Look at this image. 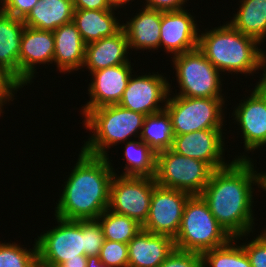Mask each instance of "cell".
Listing matches in <instances>:
<instances>
[{"mask_svg":"<svg viewBox=\"0 0 266 267\" xmlns=\"http://www.w3.org/2000/svg\"><path fill=\"white\" fill-rule=\"evenodd\" d=\"M159 267H202V255L175 248Z\"/></svg>","mask_w":266,"mask_h":267,"instance_id":"836d02e7","label":"cell"},{"mask_svg":"<svg viewBox=\"0 0 266 267\" xmlns=\"http://www.w3.org/2000/svg\"><path fill=\"white\" fill-rule=\"evenodd\" d=\"M60 266L61 267H86L87 257L85 255H79V258L67 259Z\"/></svg>","mask_w":266,"mask_h":267,"instance_id":"f35d334b","label":"cell"},{"mask_svg":"<svg viewBox=\"0 0 266 267\" xmlns=\"http://www.w3.org/2000/svg\"><path fill=\"white\" fill-rule=\"evenodd\" d=\"M192 195L156 185L152 192L148 218L142 229L175 238L180 229L184 207Z\"/></svg>","mask_w":266,"mask_h":267,"instance_id":"4fadbf2b","label":"cell"},{"mask_svg":"<svg viewBox=\"0 0 266 267\" xmlns=\"http://www.w3.org/2000/svg\"><path fill=\"white\" fill-rule=\"evenodd\" d=\"M175 248L174 238L141 229L128 243V267H159Z\"/></svg>","mask_w":266,"mask_h":267,"instance_id":"ac0fdd59","label":"cell"},{"mask_svg":"<svg viewBox=\"0 0 266 267\" xmlns=\"http://www.w3.org/2000/svg\"><path fill=\"white\" fill-rule=\"evenodd\" d=\"M173 138L171 119L165 109L145 116L140 139L155 153L170 149Z\"/></svg>","mask_w":266,"mask_h":267,"instance_id":"4316f807","label":"cell"},{"mask_svg":"<svg viewBox=\"0 0 266 267\" xmlns=\"http://www.w3.org/2000/svg\"><path fill=\"white\" fill-rule=\"evenodd\" d=\"M203 31H199L197 48L222 74L254 76L260 69L265 71L266 52L256 39L244 35L229 22Z\"/></svg>","mask_w":266,"mask_h":267,"instance_id":"3957f363","label":"cell"},{"mask_svg":"<svg viewBox=\"0 0 266 267\" xmlns=\"http://www.w3.org/2000/svg\"><path fill=\"white\" fill-rule=\"evenodd\" d=\"M39 0H3L0 10L14 16L24 19Z\"/></svg>","mask_w":266,"mask_h":267,"instance_id":"e575fe53","label":"cell"},{"mask_svg":"<svg viewBox=\"0 0 266 267\" xmlns=\"http://www.w3.org/2000/svg\"><path fill=\"white\" fill-rule=\"evenodd\" d=\"M54 58L53 64L60 73L71 74L83 69L86 43L73 21L53 31ZM71 72V73H70Z\"/></svg>","mask_w":266,"mask_h":267,"instance_id":"d6986e66","label":"cell"},{"mask_svg":"<svg viewBox=\"0 0 266 267\" xmlns=\"http://www.w3.org/2000/svg\"><path fill=\"white\" fill-rule=\"evenodd\" d=\"M129 63L116 65L94 71L91 83L88 84V100L81 110H92L105 105L118 104L126 89L129 79L134 73Z\"/></svg>","mask_w":266,"mask_h":267,"instance_id":"e0dca14e","label":"cell"},{"mask_svg":"<svg viewBox=\"0 0 266 267\" xmlns=\"http://www.w3.org/2000/svg\"><path fill=\"white\" fill-rule=\"evenodd\" d=\"M105 240L128 244L142 229V225L126 215L117 214L109 209L98 218Z\"/></svg>","mask_w":266,"mask_h":267,"instance_id":"83f0119b","label":"cell"},{"mask_svg":"<svg viewBox=\"0 0 266 267\" xmlns=\"http://www.w3.org/2000/svg\"><path fill=\"white\" fill-rule=\"evenodd\" d=\"M11 242H0V267H32L37 258L36 240L33 248L28 249L18 242Z\"/></svg>","mask_w":266,"mask_h":267,"instance_id":"f546056e","label":"cell"},{"mask_svg":"<svg viewBox=\"0 0 266 267\" xmlns=\"http://www.w3.org/2000/svg\"><path fill=\"white\" fill-rule=\"evenodd\" d=\"M259 81L256 82V85L260 84L266 90V69L265 71L260 74Z\"/></svg>","mask_w":266,"mask_h":267,"instance_id":"ee69618b","label":"cell"},{"mask_svg":"<svg viewBox=\"0 0 266 267\" xmlns=\"http://www.w3.org/2000/svg\"><path fill=\"white\" fill-rule=\"evenodd\" d=\"M238 242L240 241L232 238L223 246L204 251L201 254L202 267H252L247 254Z\"/></svg>","mask_w":266,"mask_h":267,"instance_id":"f1b7e54d","label":"cell"},{"mask_svg":"<svg viewBox=\"0 0 266 267\" xmlns=\"http://www.w3.org/2000/svg\"><path fill=\"white\" fill-rule=\"evenodd\" d=\"M179 91L169 93L184 97L225 98L222 73L198 49L171 57ZM172 87V88H171Z\"/></svg>","mask_w":266,"mask_h":267,"instance_id":"8992f818","label":"cell"},{"mask_svg":"<svg viewBox=\"0 0 266 267\" xmlns=\"http://www.w3.org/2000/svg\"><path fill=\"white\" fill-rule=\"evenodd\" d=\"M74 10L72 0H39L23 22L28 27L53 32L73 21Z\"/></svg>","mask_w":266,"mask_h":267,"instance_id":"cb8c5ba5","label":"cell"},{"mask_svg":"<svg viewBox=\"0 0 266 267\" xmlns=\"http://www.w3.org/2000/svg\"><path fill=\"white\" fill-rule=\"evenodd\" d=\"M139 12V13H138ZM161 11L146 7L139 9L136 15L122 23L130 49L158 50L160 48Z\"/></svg>","mask_w":266,"mask_h":267,"instance_id":"7402d4cb","label":"cell"},{"mask_svg":"<svg viewBox=\"0 0 266 267\" xmlns=\"http://www.w3.org/2000/svg\"><path fill=\"white\" fill-rule=\"evenodd\" d=\"M23 19L0 10V71L19 89V52Z\"/></svg>","mask_w":266,"mask_h":267,"instance_id":"ffe728a7","label":"cell"},{"mask_svg":"<svg viewBox=\"0 0 266 267\" xmlns=\"http://www.w3.org/2000/svg\"><path fill=\"white\" fill-rule=\"evenodd\" d=\"M79 152L77 163L64 179L53 214L67 220L97 219L109 207L115 167L109 157Z\"/></svg>","mask_w":266,"mask_h":267,"instance_id":"7a4b0ae2","label":"cell"},{"mask_svg":"<svg viewBox=\"0 0 266 267\" xmlns=\"http://www.w3.org/2000/svg\"><path fill=\"white\" fill-rule=\"evenodd\" d=\"M241 243L252 267H266V228L253 240Z\"/></svg>","mask_w":266,"mask_h":267,"instance_id":"d6a6232c","label":"cell"},{"mask_svg":"<svg viewBox=\"0 0 266 267\" xmlns=\"http://www.w3.org/2000/svg\"><path fill=\"white\" fill-rule=\"evenodd\" d=\"M156 185L154 177L121 176L114 173L110 183L108 209L143 225L148 218L152 192Z\"/></svg>","mask_w":266,"mask_h":267,"instance_id":"9c48e42d","label":"cell"},{"mask_svg":"<svg viewBox=\"0 0 266 267\" xmlns=\"http://www.w3.org/2000/svg\"><path fill=\"white\" fill-rule=\"evenodd\" d=\"M250 95L234 107L232 116L235 125L239 126L240 137L244 140V152L234 159H252L250 152L266 147V90L260 85H255ZM248 153V154H246ZM245 154V155H244Z\"/></svg>","mask_w":266,"mask_h":267,"instance_id":"8fae6325","label":"cell"},{"mask_svg":"<svg viewBox=\"0 0 266 267\" xmlns=\"http://www.w3.org/2000/svg\"><path fill=\"white\" fill-rule=\"evenodd\" d=\"M109 5L112 8H116V9H120V8H126L125 5H130L132 4L131 2L135 1V0H106Z\"/></svg>","mask_w":266,"mask_h":267,"instance_id":"60d3db41","label":"cell"},{"mask_svg":"<svg viewBox=\"0 0 266 267\" xmlns=\"http://www.w3.org/2000/svg\"><path fill=\"white\" fill-rule=\"evenodd\" d=\"M261 176V190L265 191L266 193V171H260Z\"/></svg>","mask_w":266,"mask_h":267,"instance_id":"f6af8a7d","label":"cell"},{"mask_svg":"<svg viewBox=\"0 0 266 267\" xmlns=\"http://www.w3.org/2000/svg\"><path fill=\"white\" fill-rule=\"evenodd\" d=\"M99 257L108 266L128 267V244L105 240Z\"/></svg>","mask_w":266,"mask_h":267,"instance_id":"4dcf8cb0","label":"cell"},{"mask_svg":"<svg viewBox=\"0 0 266 267\" xmlns=\"http://www.w3.org/2000/svg\"><path fill=\"white\" fill-rule=\"evenodd\" d=\"M188 11H161L160 48L166 54L176 56L198 47L200 29L195 16Z\"/></svg>","mask_w":266,"mask_h":267,"instance_id":"2e32d148","label":"cell"},{"mask_svg":"<svg viewBox=\"0 0 266 267\" xmlns=\"http://www.w3.org/2000/svg\"><path fill=\"white\" fill-rule=\"evenodd\" d=\"M0 88H17V87L0 71Z\"/></svg>","mask_w":266,"mask_h":267,"instance_id":"b9f144b4","label":"cell"},{"mask_svg":"<svg viewBox=\"0 0 266 267\" xmlns=\"http://www.w3.org/2000/svg\"><path fill=\"white\" fill-rule=\"evenodd\" d=\"M32 267H61V266L60 265H54V264L48 263V262L40 259L37 256V258L35 259Z\"/></svg>","mask_w":266,"mask_h":267,"instance_id":"7bdbcfd3","label":"cell"},{"mask_svg":"<svg viewBox=\"0 0 266 267\" xmlns=\"http://www.w3.org/2000/svg\"><path fill=\"white\" fill-rule=\"evenodd\" d=\"M232 237L215 219L200 195H192L184 207L175 247L202 254L228 243Z\"/></svg>","mask_w":266,"mask_h":267,"instance_id":"5b68a950","label":"cell"},{"mask_svg":"<svg viewBox=\"0 0 266 267\" xmlns=\"http://www.w3.org/2000/svg\"><path fill=\"white\" fill-rule=\"evenodd\" d=\"M213 169L205 162L185 157L171 148L156 153L155 181L158 186L200 195Z\"/></svg>","mask_w":266,"mask_h":267,"instance_id":"ba28073f","label":"cell"},{"mask_svg":"<svg viewBox=\"0 0 266 267\" xmlns=\"http://www.w3.org/2000/svg\"><path fill=\"white\" fill-rule=\"evenodd\" d=\"M75 10H110L112 7L106 0H72Z\"/></svg>","mask_w":266,"mask_h":267,"instance_id":"8d00e7d4","label":"cell"},{"mask_svg":"<svg viewBox=\"0 0 266 267\" xmlns=\"http://www.w3.org/2000/svg\"><path fill=\"white\" fill-rule=\"evenodd\" d=\"M83 127L92 132L81 150L94 156L109 157V149L117 144L140 138L145 115L121 107L105 105L92 110H81Z\"/></svg>","mask_w":266,"mask_h":267,"instance_id":"277c9868","label":"cell"},{"mask_svg":"<svg viewBox=\"0 0 266 267\" xmlns=\"http://www.w3.org/2000/svg\"><path fill=\"white\" fill-rule=\"evenodd\" d=\"M226 99L184 97L169 93L165 110L171 119L173 135L205 129H224Z\"/></svg>","mask_w":266,"mask_h":267,"instance_id":"52a82bcc","label":"cell"},{"mask_svg":"<svg viewBox=\"0 0 266 267\" xmlns=\"http://www.w3.org/2000/svg\"><path fill=\"white\" fill-rule=\"evenodd\" d=\"M16 91V92H15ZM19 91L18 88H0V117H3L4 107L7 103L15 100V94ZM11 101V102H10Z\"/></svg>","mask_w":266,"mask_h":267,"instance_id":"74e56055","label":"cell"},{"mask_svg":"<svg viewBox=\"0 0 266 267\" xmlns=\"http://www.w3.org/2000/svg\"><path fill=\"white\" fill-rule=\"evenodd\" d=\"M254 165L253 159L233 158L228 166L213 171L200 194L215 219L236 240L255 235L253 194L256 186L261 188V176Z\"/></svg>","mask_w":266,"mask_h":267,"instance_id":"6da1fadb","label":"cell"},{"mask_svg":"<svg viewBox=\"0 0 266 267\" xmlns=\"http://www.w3.org/2000/svg\"><path fill=\"white\" fill-rule=\"evenodd\" d=\"M239 5L229 23L263 44L266 41V0H240Z\"/></svg>","mask_w":266,"mask_h":267,"instance_id":"d4e9b609","label":"cell"},{"mask_svg":"<svg viewBox=\"0 0 266 267\" xmlns=\"http://www.w3.org/2000/svg\"><path fill=\"white\" fill-rule=\"evenodd\" d=\"M54 51L52 31L25 26L19 52V90L34 82V74H38L37 69L40 65L49 66L53 63Z\"/></svg>","mask_w":266,"mask_h":267,"instance_id":"9a60e30c","label":"cell"},{"mask_svg":"<svg viewBox=\"0 0 266 267\" xmlns=\"http://www.w3.org/2000/svg\"><path fill=\"white\" fill-rule=\"evenodd\" d=\"M115 11L118 10H74L73 22L86 44L113 36L122 28Z\"/></svg>","mask_w":266,"mask_h":267,"instance_id":"603a6c76","label":"cell"},{"mask_svg":"<svg viewBox=\"0 0 266 267\" xmlns=\"http://www.w3.org/2000/svg\"><path fill=\"white\" fill-rule=\"evenodd\" d=\"M138 140V141H137ZM125 142L124 156L126 159L121 176L154 177L156 172V153L140 138Z\"/></svg>","mask_w":266,"mask_h":267,"instance_id":"484cf974","label":"cell"},{"mask_svg":"<svg viewBox=\"0 0 266 267\" xmlns=\"http://www.w3.org/2000/svg\"><path fill=\"white\" fill-rule=\"evenodd\" d=\"M105 237L97 219L84 220V255H99Z\"/></svg>","mask_w":266,"mask_h":267,"instance_id":"1f68e13d","label":"cell"},{"mask_svg":"<svg viewBox=\"0 0 266 267\" xmlns=\"http://www.w3.org/2000/svg\"><path fill=\"white\" fill-rule=\"evenodd\" d=\"M135 74L131 75L118 104L145 116L164 110L169 95V79L158 72Z\"/></svg>","mask_w":266,"mask_h":267,"instance_id":"7c38bea8","label":"cell"},{"mask_svg":"<svg viewBox=\"0 0 266 267\" xmlns=\"http://www.w3.org/2000/svg\"><path fill=\"white\" fill-rule=\"evenodd\" d=\"M86 267H111L103 264L100 261L99 255L87 256V266Z\"/></svg>","mask_w":266,"mask_h":267,"instance_id":"ab89813d","label":"cell"},{"mask_svg":"<svg viewBox=\"0 0 266 267\" xmlns=\"http://www.w3.org/2000/svg\"><path fill=\"white\" fill-rule=\"evenodd\" d=\"M145 3L142 7L155 9L159 11H177L185 9L184 6L189 0H143ZM188 1V2H187Z\"/></svg>","mask_w":266,"mask_h":267,"instance_id":"d590c367","label":"cell"},{"mask_svg":"<svg viewBox=\"0 0 266 267\" xmlns=\"http://www.w3.org/2000/svg\"><path fill=\"white\" fill-rule=\"evenodd\" d=\"M129 45L127 36L121 28L113 36L105 37L86 44L85 61L83 68L90 74L94 71L129 63Z\"/></svg>","mask_w":266,"mask_h":267,"instance_id":"44dd1931","label":"cell"},{"mask_svg":"<svg viewBox=\"0 0 266 267\" xmlns=\"http://www.w3.org/2000/svg\"><path fill=\"white\" fill-rule=\"evenodd\" d=\"M225 129H205L188 134L175 135L171 149L185 157L201 160L213 170L228 166L225 156ZM224 134V135H223Z\"/></svg>","mask_w":266,"mask_h":267,"instance_id":"5bb4252c","label":"cell"},{"mask_svg":"<svg viewBox=\"0 0 266 267\" xmlns=\"http://www.w3.org/2000/svg\"><path fill=\"white\" fill-rule=\"evenodd\" d=\"M55 227L41 232L37 239V256L54 265L84 255V220H67L55 216Z\"/></svg>","mask_w":266,"mask_h":267,"instance_id":"30bf717a","label":"cell"}]
</instances>
